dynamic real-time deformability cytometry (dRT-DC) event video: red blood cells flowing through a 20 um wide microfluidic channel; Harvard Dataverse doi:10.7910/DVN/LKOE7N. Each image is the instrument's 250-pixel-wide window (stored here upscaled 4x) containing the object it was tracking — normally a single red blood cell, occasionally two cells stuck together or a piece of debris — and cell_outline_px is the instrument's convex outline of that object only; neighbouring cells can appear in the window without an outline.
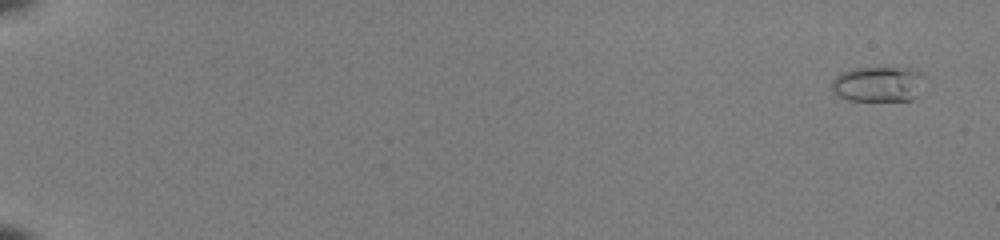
{"species": "common noctule bat (a hibernating species)", "species_latin": "Nyctalus noctula", "temperature_condition": "room temperature", "stored_images_in_passage": 18, "camera_frame_rate_fps": 3000, "um_per_image_px": 0.085, "animal": {"sex": "female", "body_mass_g": 22.0, "forearm_length_mm": 56.7}, "frame": {"image": 1, "passage_image": 3, "time_ms": 0.667, "image_size_px": [1000, 240], "cell_outline_px": [[924, 76], [916, 96], [912, 100], [848, 100], [840, 96], [832, 88], [832, 80], [836, 76], [844, 72], [856, 68], [916, 68], [924, 72]], "centroid_in_image_um": [74.69, 7.13], "position_along_channel_um": 10.3, "area_um2": 18.9}}